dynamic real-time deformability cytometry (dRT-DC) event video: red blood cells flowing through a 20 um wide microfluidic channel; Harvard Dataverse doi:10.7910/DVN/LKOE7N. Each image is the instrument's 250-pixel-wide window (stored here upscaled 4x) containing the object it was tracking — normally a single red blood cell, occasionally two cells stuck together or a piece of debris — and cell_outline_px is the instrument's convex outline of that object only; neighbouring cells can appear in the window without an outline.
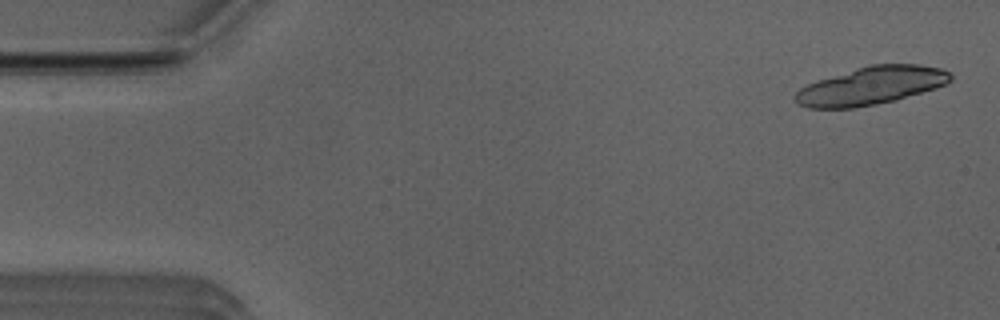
{"species": "Egyptian fruit bat (a non-hibernating species)", "species_latin": "Rousettus aegyptiacus", "temperature_condition": "room temperature", "stored_images_in_passage": 10, "camera_frame_rate_fps": 3000, "um_per_image_px": 0.085, "animal": {"sex": "male"}, "frame": {"image": 1, "passage_image": 1, "time_ms": 0.0, "image_size_px": [1000, 320], "cell_outline_px": [[952, 80], [948, 84], [936, 88], [896, 100], [856, 108], [808, 108], [800, 104], [792, 96], [800, 88], [816, 80], [868, 64], [920, 64], [940, 68], [948, 72], [952, 76]], "centroid_in_image_um": [74.05, 7.28], "position_along_channel_um": 10.9, "area_um2": 34.56}}